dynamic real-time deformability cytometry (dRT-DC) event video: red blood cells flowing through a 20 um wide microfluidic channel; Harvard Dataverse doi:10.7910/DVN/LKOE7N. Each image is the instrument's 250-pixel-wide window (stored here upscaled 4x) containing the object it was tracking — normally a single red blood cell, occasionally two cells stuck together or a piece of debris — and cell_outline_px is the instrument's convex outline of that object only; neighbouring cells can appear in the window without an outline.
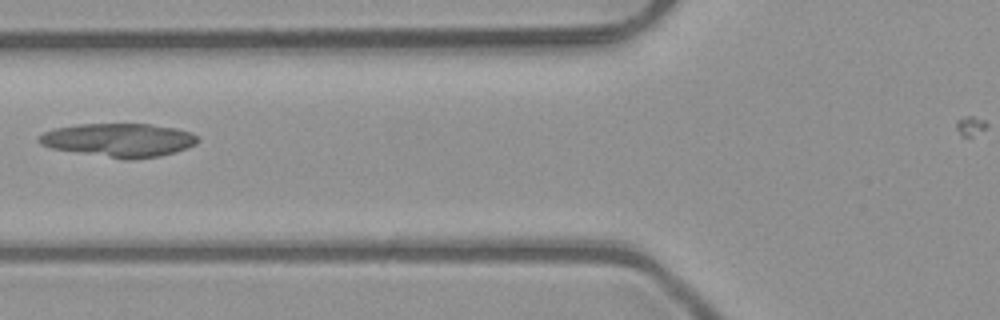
{"species": "common noctule bat (a hibernating species)", "species_latin": "Nyctalus noctula", "temperature_condition": "room temperature", "stored_images_in_passage": 4, "camera_frame_rate_fps": 3000, "um_per_image_px": 0.085, "animal": {"sex": "male", "body_mass_g": 23.1, "forearm_length_mm": 52.7}, "frame": {"image": 1, "passage_image": 4, "time_ms": 1.0, "image_size_px": [1000, 320], "cell_outline_px": [[200, 140], [196, 144], [188, 148], [176, 152], [160, 156], [132, 160], [124, 160], [52, 148], [40, 144], [36, 140], [44, 132], [56, 128], [76, 124], [152, 124], [176, 128], [192, 132]], "centroid_in_image_um": [10.15, 11.91], "position_along_channel_um": 115.7, "area_um2": 31.27}}